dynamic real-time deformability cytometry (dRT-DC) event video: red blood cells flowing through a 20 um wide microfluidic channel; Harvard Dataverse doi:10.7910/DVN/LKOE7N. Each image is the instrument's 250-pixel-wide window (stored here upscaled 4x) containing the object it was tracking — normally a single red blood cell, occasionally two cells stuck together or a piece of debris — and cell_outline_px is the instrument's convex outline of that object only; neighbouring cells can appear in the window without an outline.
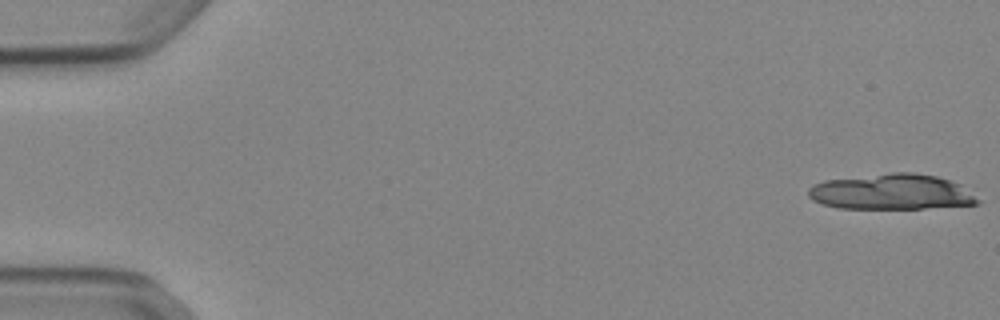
{"species": "Egyptian fruit bat (a non-hibernating species)", "species_latin": "Rousettus aegyptiacus", "temperature_condition": "cold", "stored_images_in_passage": 16, "camera_frame_rate_fps": 3000, "um_per_image_px": 0.085, "animal": {"sex": "female"}, "frame": {"image": 1, "passage_image": 1, "time_ms": 0.0, "image_size_px": [1000, 320], "cell_outline_px": [[984, 200], [976, 204], [924, 208], [840, 208], [824, 204], [812, 200], [808, 196], [808, 188], [812, 184], [824, 180], [892, 172], [912, 172], [936, 176], [960, 184]], "centroid_in_image_um": [75.8, 16.3], "position_along_channel_um": 9.2, "area_um2": 35.2}}